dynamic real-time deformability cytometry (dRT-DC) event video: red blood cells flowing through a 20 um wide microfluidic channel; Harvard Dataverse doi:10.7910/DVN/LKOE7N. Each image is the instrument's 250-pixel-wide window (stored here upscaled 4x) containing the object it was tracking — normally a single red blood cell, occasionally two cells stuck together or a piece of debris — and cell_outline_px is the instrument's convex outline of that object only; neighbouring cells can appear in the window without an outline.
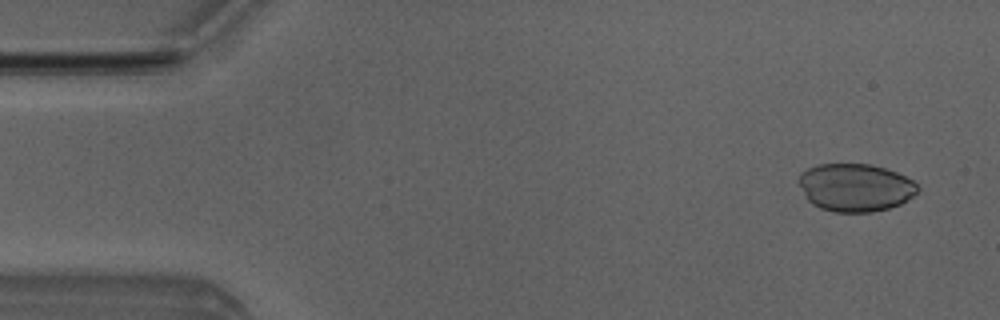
{"species": "Egyptian fruit bat (a non-hibernating species)", "species_latin": "Rousettus aegyptiacus", "temperature_condition": "room temperature", "stored_images_in_passage": 5, "camera_frame_rate_fps": 3000, "um_per_image_px": 0.085, "animal": {"sex": "male"}, "frame": {"image": 1, "passage_image": 1, "time_ms": 0.0, "image_size_px": [1000, 320], "cell_outline_px": [[920, 188], [912, 196], [900, 204], [888, 208], [872, 212], [832, 212], [820, 208], [812, 204], [808, 200], [796, 180], [800, 172], [808, 168], [820, 164], [872, 164], [896, 172], [912, 180]], "centroid_in_image_um": [72.66, 15.93], "position_along_channel_um": 12.3, "area_um2": 33.23}}